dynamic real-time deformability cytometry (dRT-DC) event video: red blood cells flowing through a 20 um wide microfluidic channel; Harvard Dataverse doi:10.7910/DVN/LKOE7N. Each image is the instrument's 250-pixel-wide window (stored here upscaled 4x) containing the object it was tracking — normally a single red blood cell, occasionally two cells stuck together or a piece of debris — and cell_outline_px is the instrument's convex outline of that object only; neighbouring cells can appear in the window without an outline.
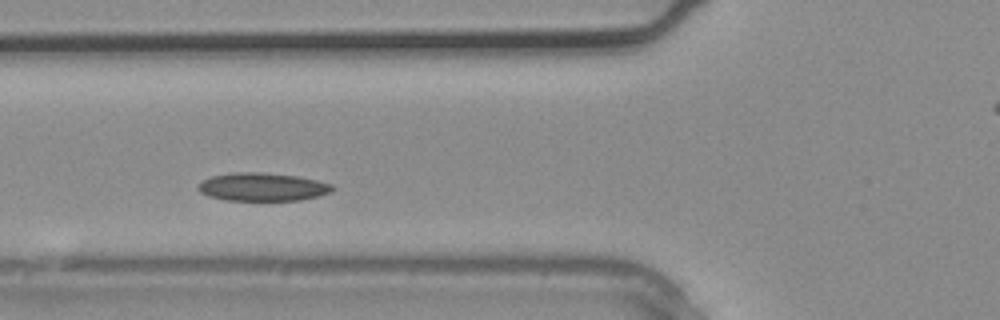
{"species": "common noctule bat (a hibernating species)", "species_latin": "Nyctalus noctula", "temperature_condition": "warm", "stored_images_in_passage": 7, "camera_frame_rate_fps": 3000, "um_per_image_px": 0.085, "animal": {"sex": "male", "body_mass_g": 20.4}, "frame": {"image": 1, "passage_image": 5, "time_ms": 1.333, "image_size_px": [1000, 320], "cell_outline_px": [[336, 188], [332, 192], [320, 196], [300, 200], [224, 200], [208, 196], [200, 192], [196, 188], [204, 180], [212, 176], [232, 172], [260, 172], [296, 176], [316, 180], [332, 184]], "centroid_in_image_um": [22.33, 15.89], "position_along_channel_um": 103.5, "area_um2": 22.08}}